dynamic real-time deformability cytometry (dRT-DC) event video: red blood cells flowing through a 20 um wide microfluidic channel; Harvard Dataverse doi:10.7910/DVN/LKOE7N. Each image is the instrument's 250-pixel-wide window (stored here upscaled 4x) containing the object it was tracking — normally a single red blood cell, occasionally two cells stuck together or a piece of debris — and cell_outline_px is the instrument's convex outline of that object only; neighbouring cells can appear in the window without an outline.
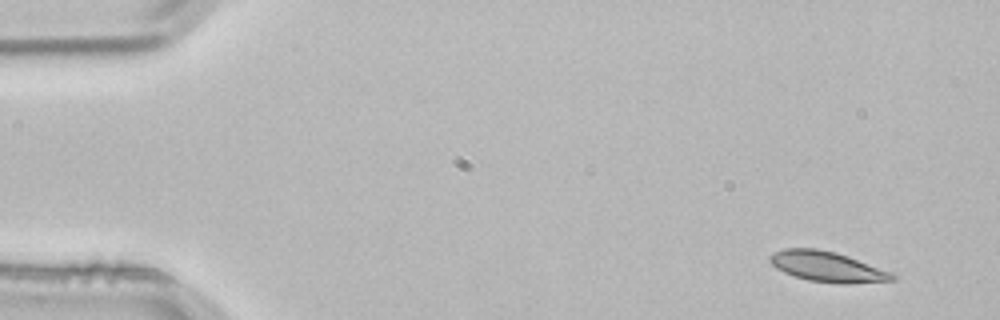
{"species": "common noctule bat (a hibernating species)", "species_latin": "Nyctalus noctula", "temperature_condition": "room temperature", "stored_images_in_passage": 4, "camera_frame_rate_fps": 3000, "um_per_image_px": 0.085, "animal": {"sex": "male", "body_mass_g": 21.5, "forearm_length_mm": 52.0}, "frame": {"image": 1, "passage_image": 1, "time_ms": 0.0, "image_size_px": [1000, 320], "cell_outline_px": [[900, 276], [896, 280], [848, 284], [840, 284], [808, 280], [784, 272], [776, 268], [768, 260], [768, 256], [772, 252], [784, 248], [816, 248], [836, 252], [848, 256], [892, 272]], "centroid_in_image_um": [70.34, 22.67], "position_along_channel_um": 14.7, "area_um2": 21.91}}
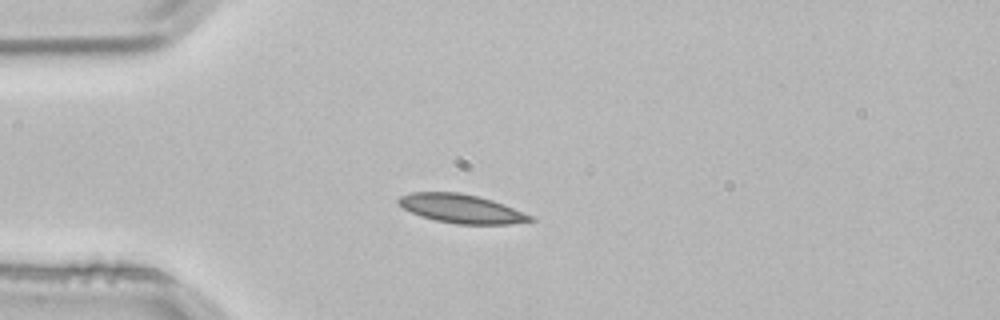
{"frame": {"image": 2, "passage_image": 3, "time_ms": 0.667, "image_size_px": [1000, 320], "cell_outline_px": [[536, 220], [508, 224], [456, 224], [436, 220], [420, 216], [404, 208], [396, 200], [400, 196], [412, 192], [460, 192], [492, 200], [536, 216]], "centroid_in_image_um": [39.25, 17.74], "position_along_channel_um": 45.7, "area_um2": 22.08}}
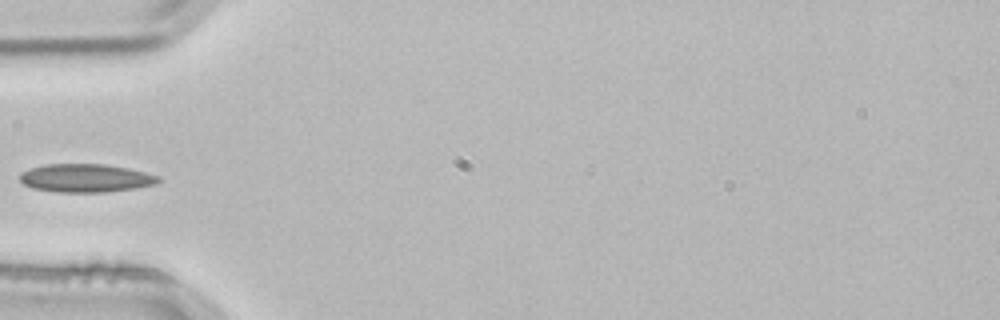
{"frame": {"image": 3, "passage_image": 4, "time_ms": 1.0, "image_size_px": [1000, 320], "cell_outline_px": [[164, 180], [156, 184], [136, 188], [108, 192], [56, 192], [32, 188], [24, 184], [20, 180], [20, 172], [44, 164], [104, 164], [128, 168], [160, 176]], "centroid_in_image_um": [7.32, 15.14], "position_along_channel_um": 77.7, "area_um2": 23.0}}